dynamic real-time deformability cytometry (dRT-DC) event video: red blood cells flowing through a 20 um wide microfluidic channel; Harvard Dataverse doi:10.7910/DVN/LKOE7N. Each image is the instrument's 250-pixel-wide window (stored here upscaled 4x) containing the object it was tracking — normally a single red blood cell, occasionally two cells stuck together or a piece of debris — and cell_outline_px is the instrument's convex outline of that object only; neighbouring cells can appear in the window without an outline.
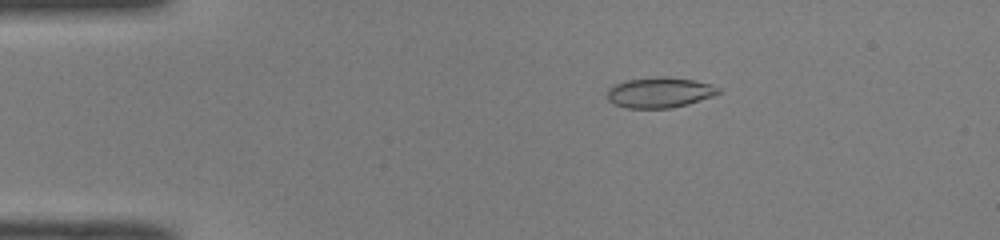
{"species": "common noctule bat (a hibernating species)", "species_latin": "Nyctalus noctula", "temperature_condition": "room temperature", "stored_images_in_passage": 50, "camera_frame_rate_fps": 3000, "um_per_image_px": 0.085, "animal": {"sex": "male", "body_mass_g": 19.0, "forearm_length_mm": 50.8}, "frame": {"image": 1, "passage_image": 10, "time_ms": 3.0, "image_size_px": [1000, 240], "cell_outline_px": [[720, 92], [712, 96], [688, 104], [668, 108], [628, 108], [616, 104], [608, 100], [608, 88], [624, 80], [660, 76], [668, 76], [692, 80], [712, 84], [720, 88]], "centroid_in_image_um": [56.07, 7.85], "position_along_channel_um": 28.9, "area_um2": 19.65}}
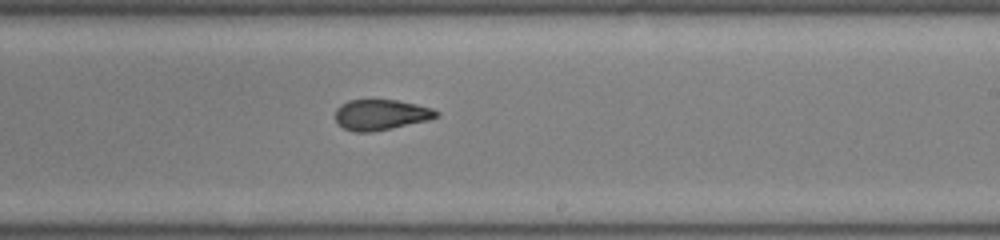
{"frame": {"image": 2, "passage_image": 31, "time_ms": 10.0, "image_size_px": [1000, 240], "cell_outline_px": [[440, 116], [428, 120], [392, 128], [372, 132], [356, 132], [344, 128], [336, 120], [336, 108], [340, 104], [348, 100], [396, 100], [416, 104], [432, 108], [440, 112]], "centroid_in_image_um": [32.4, 9.75], "position_along_channel_um": 256.6, "area_um2": 17.98}}
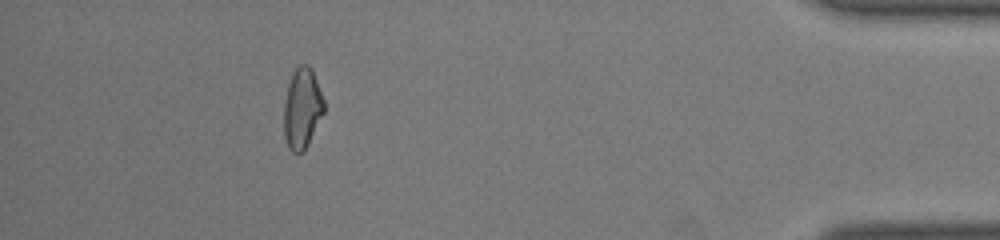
{"frame": {"image": 3, "passage_image": 46, "time_ms": 15.0, "image_size_px": [1000, 240], "cell_outline_px": [[324, 112], [308, 144], [300, 152], [292, 152], [288, 148], [284, 136], [284, 104], [288, 84], [292, 72], [300, 64], [308, 64], [312, 68], [324, 100]], "centroid_in_image_um": [25.68, 9.18], "position_along_channel_um": 409.5, "area_um2": 18.79}, "authors_computed_cell_mechanics": {"area_um2": 18.9006, "velocity_mm_per_s": 4.1126, "shape_relaxation_time_tau1_ms": 4.2392, "shape_relaxation_time_tau2_ms": 1.8798, "deformation_change_tau1": 0.1553, "deformation_change_tau2": 0.0816}}